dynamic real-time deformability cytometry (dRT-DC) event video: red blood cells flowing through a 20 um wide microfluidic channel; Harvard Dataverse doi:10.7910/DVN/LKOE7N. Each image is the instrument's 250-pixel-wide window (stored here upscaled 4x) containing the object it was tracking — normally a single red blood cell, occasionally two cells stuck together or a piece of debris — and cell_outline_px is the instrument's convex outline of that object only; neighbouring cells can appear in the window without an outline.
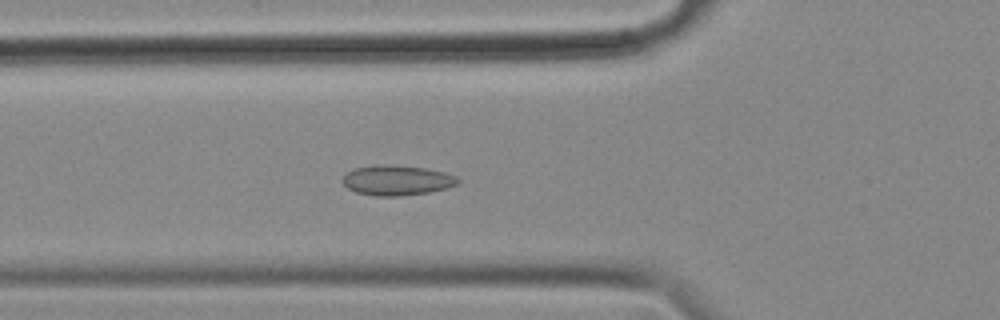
{"species": "common noctule bat (a hibernating species)", "species_latin": "Nyctalus noctula", "temperature_condition": "cold", "stored_images_in_passage": 57, "camera_frame_rate_fps": 3000, "um_per_image_px": 0.085, "animal": {"sex": "female", "body_mass_g": 18.4}, "frame": {"image": 1, "passage_image": 20, "time_ms": 6.333, "image_size_px": [1000, 320], "cell_outline_px": [[460, 180], [456, 184], [444, 188], [428, 192], [400, 196], [376, 196], [356, 192], [348, 188], [340, 180], [348, 172], [356, 168], [376, 164], [392, 164], [424, 168], [444, 172], [456, 176]], "centroid_in_image_um": [33.7, 15.31], "position_along_channel_um": 92.1, "area_um2": 20.11}}
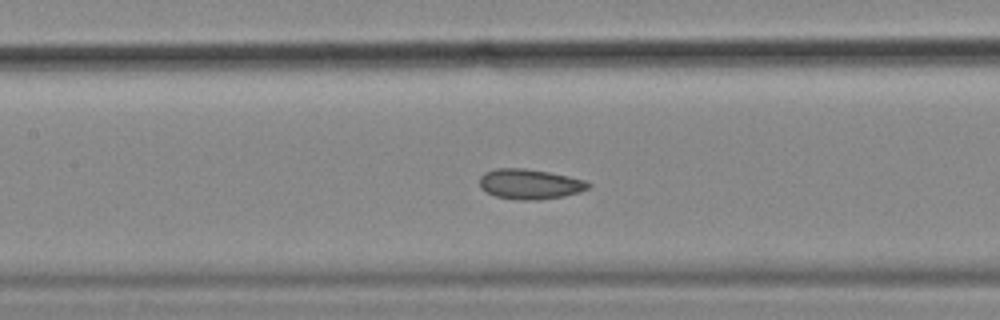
{"frame": {"image": 2, "passage_image": 26, "time_ms": 8.333, "image_size_px": [1000, 320], "cell_outline_px": [[592, 184], [588, 188], [580, 192], [564, 196], [540, 200], [520, 200], [496, 196], [480, 188], [480, 176], [484, 172], [496, 168], [524, 168], [548, 172], [568, 176], [584, 180]], "centroid_in_image_um": [45.03, 15.64], "position_along_channel_um": 162.4, "area_um2": 19.07}}
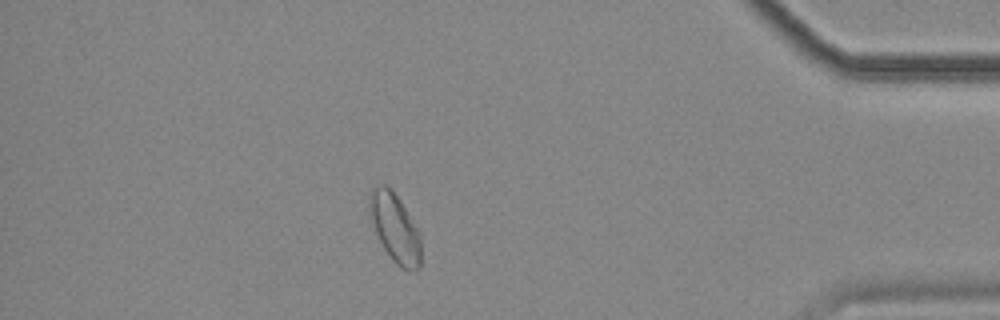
{"frame": {"image": 3, "passage_image": 50, "time_ms": 16.333, "image_size_px": [1000, 320], "cell_outline_px": [[420, 268], [416, 272], [408, 272], [400, 268], [392, 260], [384, 248], [368, 216], [368, 204], [372, 192], [380, 184], [384, 184], [400, 200], [420, 232]], "centroid_in_image_um": [33.59, 19.44], "position_along_channel_um": 401.6, "area_um2": 20.58}, "authors_computed_cell_mechanics": {"area_um2": 20.0566, "velocity_mm_per_s": 3.504, "shape_relaxation_time_tau1_ms": null, "shape_relaxation_time_tau2_ms": 1.7371, "deformation_change_tau1": null, "deformation_change_tau2": 0.0499}}